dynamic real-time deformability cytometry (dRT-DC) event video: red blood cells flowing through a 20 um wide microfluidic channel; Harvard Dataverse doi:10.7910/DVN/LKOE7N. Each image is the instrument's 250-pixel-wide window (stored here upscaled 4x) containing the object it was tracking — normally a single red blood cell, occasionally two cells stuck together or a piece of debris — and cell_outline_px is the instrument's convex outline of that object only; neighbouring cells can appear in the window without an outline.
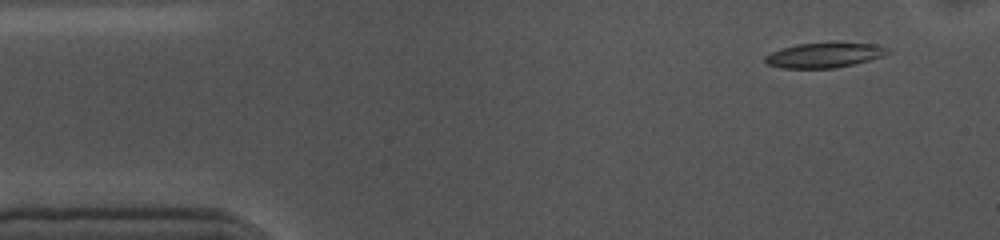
{"species": "common noctule bat (a hibernating species)", "species_latin": "Nyctalus noctula", "temperature_condition": "cold", "stored_images_in_passage": 33, "camera_frame_rate_fps": 3000, "um_per_image_px": 0.085, "animal": {"sex": "female", "body_mass_g": 10.0, "forearm_length_mm": 53.1}, "frame": {"image": 1, "passage_image": 4, "time_ms": 1.0, "image_size_px": [1000, 240], "cell_outline_px": [[892, 52], [884, 56], [852, 64], [832, 68], [780, 68], [768, 64], [764, 60], [764, 56], [772, 52], [796, 44], [828, 40], [880, 44], [892, 48]], "centroid_in_image_um": [70.17, 4.63], "position_along_channel_um": 14.8, "area_um2": 18.67}}
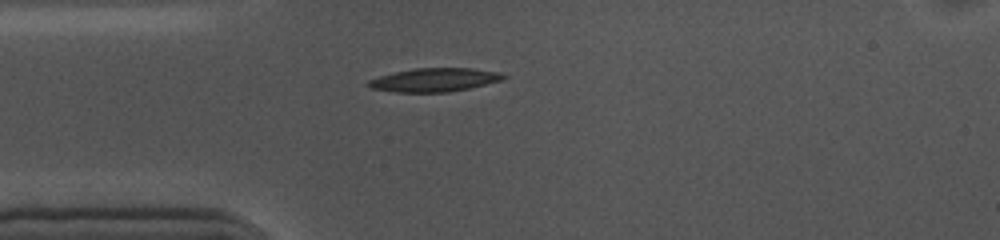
{"frame": {"image": 2, "passage_image": 13, "time_ms": 4.0, "image_size_px": [1000, 240], "cell_outline_px": [[508, 76], [500, 80], [468, 88], [448, 92], [396, 92], [372, 88], [364, 84], [368, 80], [380, 76], [396, 72], [416, 68], [472, 68], [500, 72]], "centroid_in_image_um": [36.91, 6.78], "position_along_channel_um": 48.1, "area_um2": 18.32}}
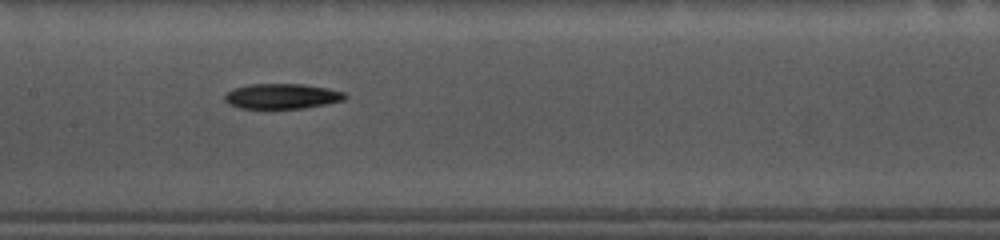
{"frame": {"image": 3, "passage_image": 25, "time_ms": 8.0, "image_size_px": [1000, 240], "cell_outline_px": [[348, 96], [344, 100], [304, 108], [240, 108], [228, 104], [224, 100], [224, 96], [232, 88], [248, 84], [304, 84], [328, 88], [344, 92]], "centroid_in_image_um": [23.95, 8.17], "position_along_channel_um": 183.5, "area_um2": 17.69}}